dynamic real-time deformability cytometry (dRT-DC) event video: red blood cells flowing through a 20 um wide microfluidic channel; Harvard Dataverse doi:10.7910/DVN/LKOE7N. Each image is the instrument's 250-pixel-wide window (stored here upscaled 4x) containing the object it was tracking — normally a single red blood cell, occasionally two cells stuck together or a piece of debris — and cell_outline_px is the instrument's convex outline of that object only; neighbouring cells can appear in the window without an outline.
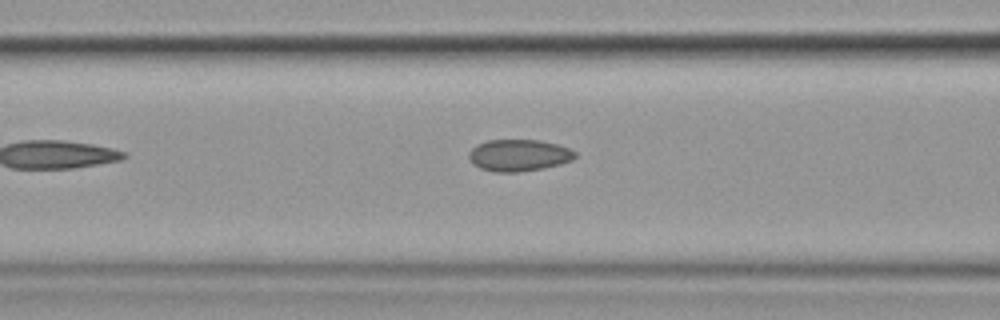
{"species": "common noctule bat (a hibernating species)", "species_latin": "Nyctalus noctula", "temperature_condition": "cold", "stored_images_in_passage": 5, "camera_frame_rate_fps": 3000, "um_per_image_px": 0.085, "animal": {"sex": "female", "body_mass_g": 19.9}, "frame": {"image": 1, "passage_image": 4, "time_ms": 3.667, "image_size_px": [1000, 320], "cell_outline_px": [[576, 156], [572, 160], [560, 164], [544, 168], [520, 172], [496, 172], [480, 168], [472, 164], [468, 156], [468, 152], [476, 144], [488, 140], [540, 140], [556, 144], [568, 148], [576, 152]], "centroid_in_image_um": [44.07, 13.2], "position_along_channel_um": 122.5, "area_um2": 19.77}}